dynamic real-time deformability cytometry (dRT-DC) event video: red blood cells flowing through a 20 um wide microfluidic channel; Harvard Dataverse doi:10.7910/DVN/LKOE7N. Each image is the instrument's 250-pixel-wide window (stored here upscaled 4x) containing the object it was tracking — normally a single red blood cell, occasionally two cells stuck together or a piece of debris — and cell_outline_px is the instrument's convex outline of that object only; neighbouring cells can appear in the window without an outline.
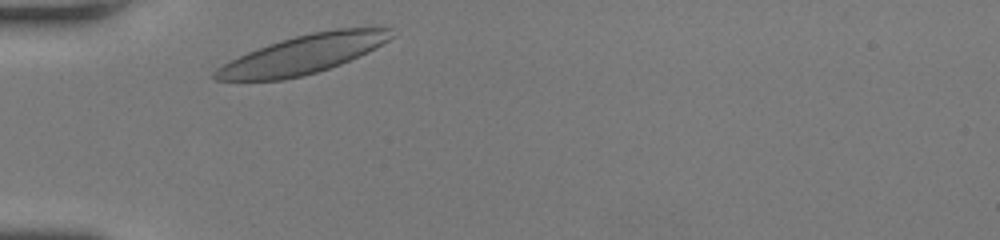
{"species": "human", "species_latin": "Homo sapiens", "temperature_condition": "room temperature", "stored_images_in_passage": 27, "camera_frame_rate_fps": 3000, "um_per_image_px": 0.085, "donor": {"sex": "female"}, "frame": {"image": 1, "passage_image": 1, "time_ms": 0.0, "image_size_px": [1000, 240], "cell_outline_px": [[396, 36], [340, 64], [316, 72], [284, 80], [216, 80], [212, 76], [212, 72], [216, 68], [248, 52], [268, 44], [280, 40], [312, 32], [336, 28], [392, 28]], "centroid_in_image_um": [25.73, 4.62], "position_along_channel_um": 59.3, "area_um2": 38.9}}
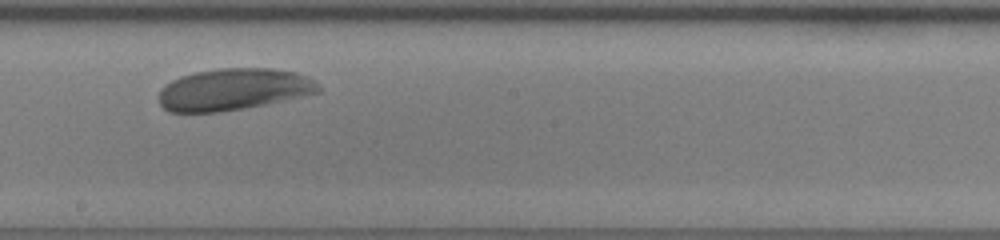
{"frame": {"image": 2, "passage_image": 15, "time_ms": 4.667, "image_size_px": [1000, 240], "cell_outline_px": [[320, 92], [284, 100], [244, 108], [220, 112], [168, 112], [160, 104], [160, 88], [164, 84], [180, 76], [196, 72], [220, 68], [272, 68], [296, 72], [308, 76], [316, 80], [320, 84]], "centroid_in_image_um": [19.87, 7.59], "position_along_channel_um": 228.3, "area_um2": 39.02}}
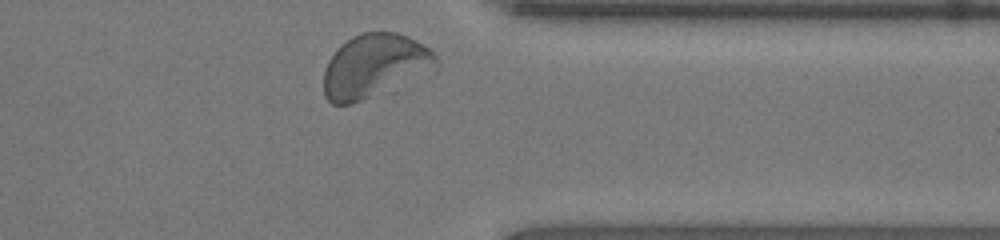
{"frame": {"image": 3, "passage_image": 27, "time_ms": 8.667, "image_size_px": [1000, 240], "cell_outline_px": [[440, 64], [352, 104], [332, 104], [324, 96], [324, 72], [328, 60], [352, 36], [360, 32], [396, 32], [408, 36], [428, 48], [440, 60]], "centroid_in_image_um": [31.77, 5.56], "position_along_channel_um": 379.6, "area_um2": 40.0}, "authors_computed_cell_mechanics": {"area_um2": 38.726, "velocity_mm_per_s": 3.8508, "shape_relaxation_time_tau1_ms": 3.0426, "shape_relaxation_time_tau2_ms": 1.4303, "deformation_change_tau1": 0.0794, "deformation_change_tau2": 0.0459}}